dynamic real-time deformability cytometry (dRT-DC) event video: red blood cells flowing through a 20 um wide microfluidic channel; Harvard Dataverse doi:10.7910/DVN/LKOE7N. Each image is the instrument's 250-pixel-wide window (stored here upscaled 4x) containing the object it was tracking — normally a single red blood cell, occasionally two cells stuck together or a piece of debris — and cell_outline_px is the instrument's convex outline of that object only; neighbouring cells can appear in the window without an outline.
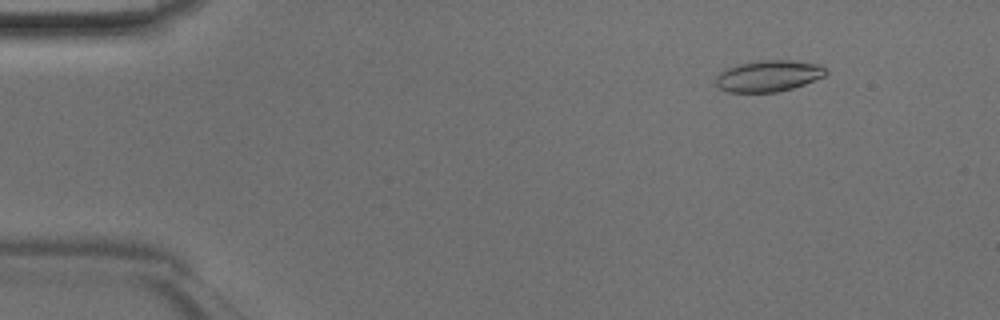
{"species": "Egyptian fruit bat (a non-hibernating species)", "species_latin": "Rousettus aegyptiacus", "temperature_condition": "room temperature", "stored_images_in_passage": 47, "camera_frame_rate_fps": 3000, "um_per_image_px": 0.085, "animal": {"sex": "male"}, "frame": {"image": 1, "passage_image": 6, "time_ms": 1.667, "image_size_px": [1000, 320], "cell_outline_px": [[828, 72], [824, 76], [804, 84], [792, 88], [776, 92], [728, 92], [720, 88], [716, 84], [716, 76], [724, 68], [736, 64], [760, 60], [792, 60], [820, 64], [828, 68]], "centroid_in_image_um": [65.32, 6.44], "position_along_channel_um": 19.7, "area_um2": 20.29}}
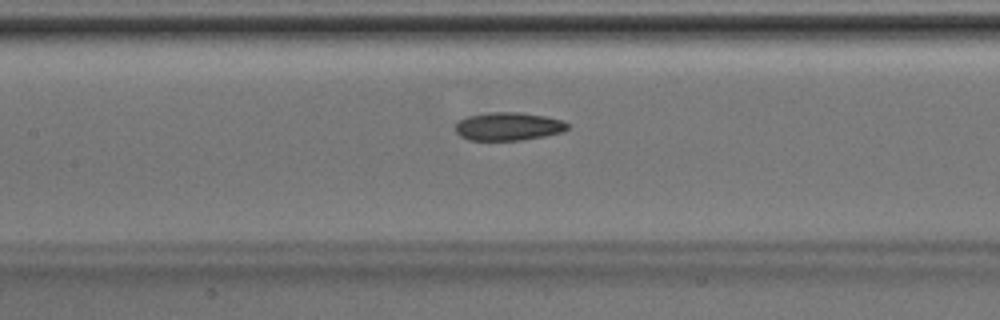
{"frame": {"image": 2, "passage_image": 22, "time_ms": 7.0, "image_size_px": [1000, 320], "cell_outline_px": [[568, 128], [564, 132], [524, 140], [468, 140], [460, 136], [456, 132], [456, 124], [460, 120], [468, 116], [488, 112], [520, 112], [544, 116], [564, 120], [568, 124]], "centroid_in_image_um": [43.23, 10.74], "position_along_channel_um": 164.2, "area_um2": 18.5}}
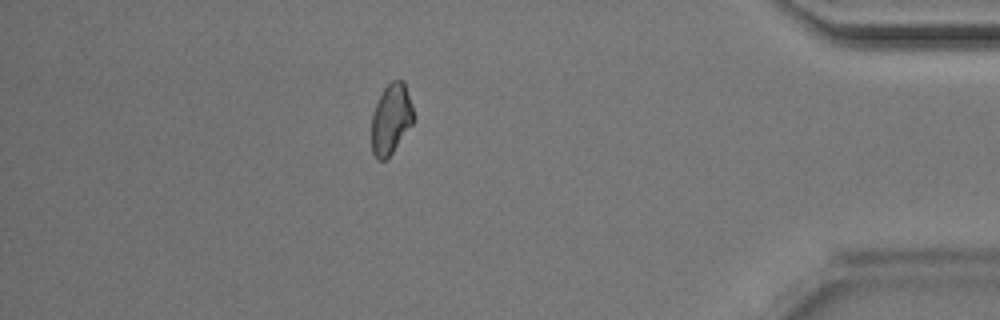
{"frame": {"image": 3, "passage_image": 41, "time_ms": 13.333, "image_size_px": [1000, 320], "cell_outline_px": [[412, 124], [392, 152], [384, 160], [376, 160], [372, 152], [372, 116], [376, 104], [384, 88], [392, 80], [404, 80], [412, 104]], "centroid_in_image_um": [33.22, 10.1], "position_along_channel_um": 402.0, "area_um2": 16.88}}